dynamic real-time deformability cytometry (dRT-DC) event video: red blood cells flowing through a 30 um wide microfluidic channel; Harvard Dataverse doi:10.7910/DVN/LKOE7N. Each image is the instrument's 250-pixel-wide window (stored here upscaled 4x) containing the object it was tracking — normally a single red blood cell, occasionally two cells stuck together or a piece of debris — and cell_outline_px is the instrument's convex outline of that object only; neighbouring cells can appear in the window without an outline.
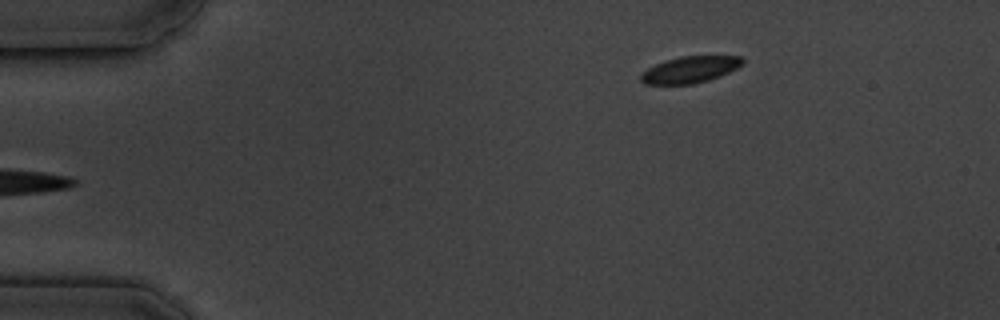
{"species": "common noctule bat (a hibernating species)", "species_latin": "Nyctalus noctula", "temperature_condition": "cold", "stored_images_in_passage": 5, "camera_frame_rate_fps": 3000, "um_per_image_px": 0.085, "animal": {"sex": "male", "body_mass_g": 19.5, "forearm_length_mm": 54.6}, "frame": {"image": 1, "passage_image": 5, "time_ms": 5.667, "image_size_px": [1000, 320], "cell_outline_px": [[744, 60], [736, 68], [720, 76], [708, 80], [692, 84], [644, 84], [640, 80], [640, 72], [664, 60], [680, 56], [744, 56]], "centroid_in_image_um": [58.61, 5.91], "position_along_channel_um": 26.4, "area_um2": 15.72}}